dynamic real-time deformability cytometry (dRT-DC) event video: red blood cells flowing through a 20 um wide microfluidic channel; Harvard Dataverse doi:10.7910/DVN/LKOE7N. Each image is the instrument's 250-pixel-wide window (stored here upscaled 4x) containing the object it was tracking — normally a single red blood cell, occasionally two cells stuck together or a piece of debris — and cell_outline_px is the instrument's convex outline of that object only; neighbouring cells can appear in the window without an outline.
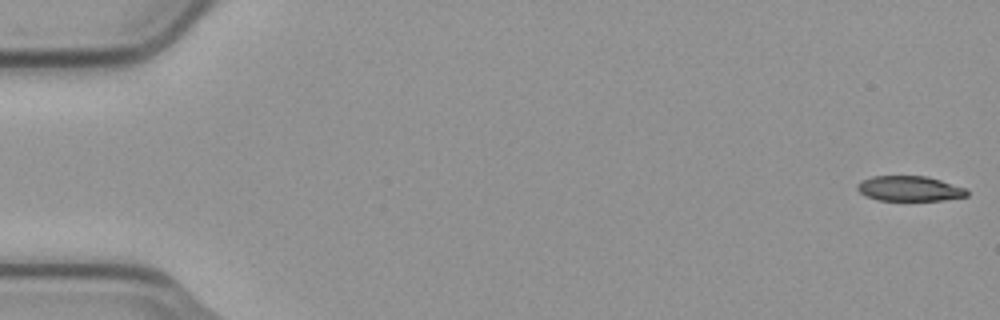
{"species": "common noctule bat (a hibernating species)", "species_latin": "Nyctalus noctula", "temperature_condition": "cold", "stored_images_in_passage": 55, "camera_frame_rate_fps": 3000, "um_per_image_px": 0.085, "animal": {"sex": "male", "body_mass_g": 23.1, "forearm_length_mm": 52.7}, "frame": {"image": 1, "passage_image": 1, "time_ms": 0.0, "image_size_px": [1000, 320], "cell_outline_px": [[968, 196], [944, 200], [876, 200], [864, 196], [856, 188], [856, 184], [860, 180], [872, 176], [928, 176], [968, 188]], "centroid_in_image_um": [77.31, 16.02], "position_along_channel_um": 7.7, "area_um2": 16.36}}
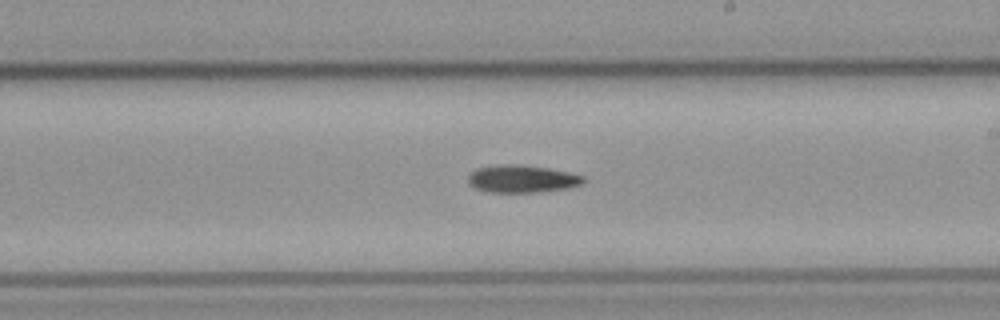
{"frame": {"image": 2, "passage_image": 32, "time_ms": 10.333, "image_size_px": [1000, 320], "cell_outline_px": [[584, 180], [580, 184], [568, 188], [536, 192], [488, 192], [476, 188], [468, 184], [468, 176], [476, 168], [496, 164], [520, 164], [548, 168], [568, 172], [584, 176]], "centroid_in_image_um": [44.33, 15.19], "position_along_channel_um": 244.7, "area_um2": 18.5}}
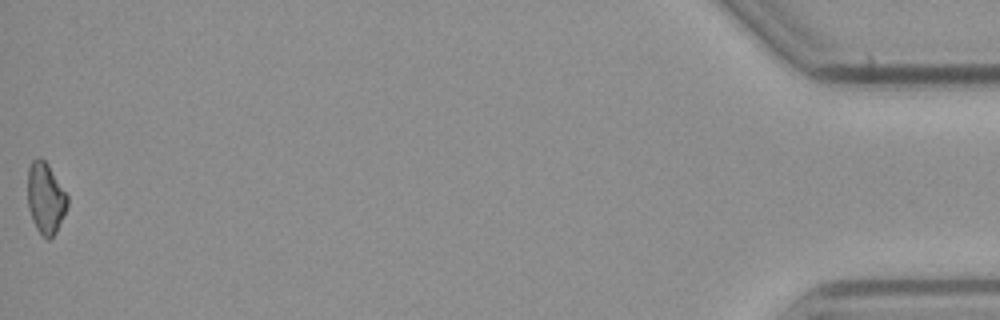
{"frame": {"image": 3, "passage_image": 55, "time_ms": 18.0, "image_size_px": [1000, 320], "cell_outline_px": [[68, 208], [56, 232], [48, 240], [36, 228], [32, 220], [28, 208], [28, 168], [32, 160], [36, 156], [40, 156], [48, 164], [68, 196]], "centroid_in_image_um": [3.88, 16.82], "position_along_channel_um": 431.3, "area_um2": 16.59}, "authors_computed_cell_mechanics": {"area_um2": 17.8602, "velocity_mm_per_s": 3.7607, "shape_relaxation_time_tau1_ms": 6.6384, "shape_relaxation_time_tau2_ms": null, "deformation_change_tau1": 0.1331, "deformation_change_tau2": null}}